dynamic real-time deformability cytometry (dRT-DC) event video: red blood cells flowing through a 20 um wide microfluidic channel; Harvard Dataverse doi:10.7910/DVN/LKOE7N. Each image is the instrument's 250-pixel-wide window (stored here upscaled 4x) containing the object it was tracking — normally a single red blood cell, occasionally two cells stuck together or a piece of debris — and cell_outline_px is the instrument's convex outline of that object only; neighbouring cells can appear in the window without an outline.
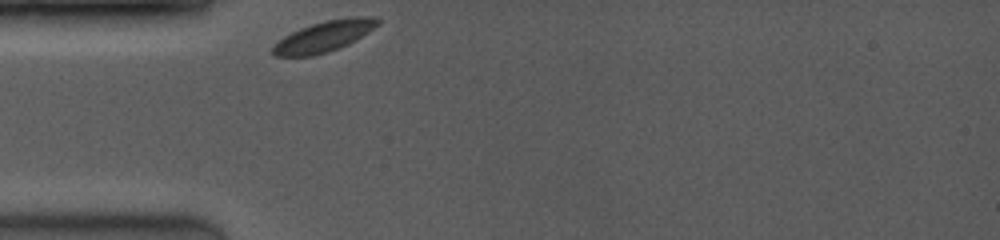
{"species": "common noctule bat (a hibernating species)", "species_latin": "Nyctalus noctula", "temperature_condition": "room temperature", "stored_images_in_passage": 16, "camera_frame_rate_fps": 4000, "um_per_image_px": 0.085, "animal": {"sex": "female", "body_mass_g": 19.0, "forearm_length_mm": 53.3}, "frame": {"image": 1, "passage_image": 1, "time_ms": 0.0, "image_size_px": [1000, 240], "cell_outline_px": [[380, 20], [368, 32], [348, 44], [328, 52], [312, 56], [276, 56], [272, 52], [272, 48], [284, 36], [300, 28], [324, 20], [352, 16], [364, 16]], "centroid_in_image_um": [27.51, 3.09], "position_along_channel_um": 57.5, "area_um2": 18.44}}
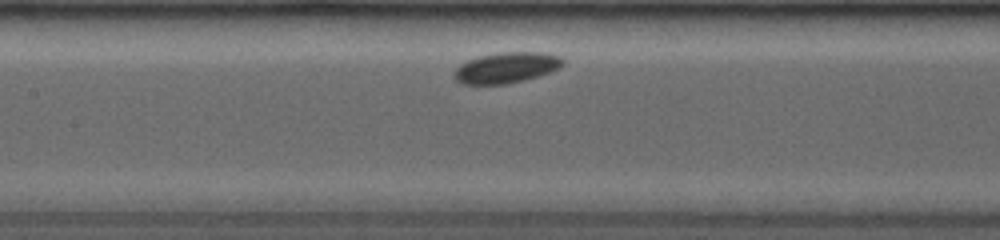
{"frame": {"image": 2, "passage_image": 10, "time_ms": 2.25, "image_size_px": [1000, 240], "cell_outline_px": [[564, 64], [548, 72], [536, 76], [504, 84], [464, 84], [456, 80], [456, 68], [460, 64], [468, 60], [480, 56], [496, 52], [544, 52], [556, 56]], "centroid_in_image_um": [42.99, 5.73], "position_along_channel_um": 164.4, "area_um2": 18.84}}
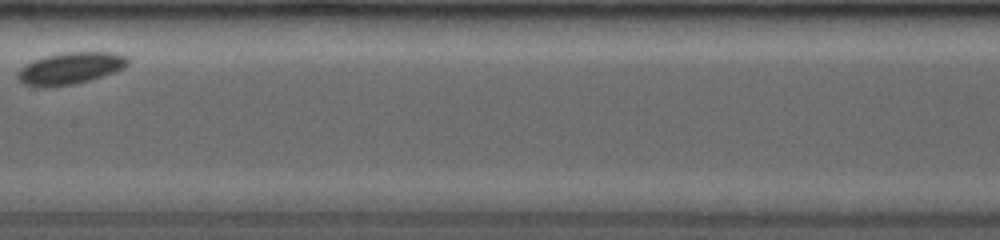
{"frame": {"image": 3, "passage_image": 12, "time_ms": 2.75, "image_size_px": [1000, 240], "cell_outline_px": [[128, 64], [124, 68], [88, 80], [68, 84], [24, 84], [20, 80], [20, 68], [32, 60], [44, 56], [64, 52], [116, 52], [124, 56], [128, 60]], "centroid_in_image_um": [6.04, 5.73], "position_along_channel_um": 201.4, "area_um2": 19.36}}